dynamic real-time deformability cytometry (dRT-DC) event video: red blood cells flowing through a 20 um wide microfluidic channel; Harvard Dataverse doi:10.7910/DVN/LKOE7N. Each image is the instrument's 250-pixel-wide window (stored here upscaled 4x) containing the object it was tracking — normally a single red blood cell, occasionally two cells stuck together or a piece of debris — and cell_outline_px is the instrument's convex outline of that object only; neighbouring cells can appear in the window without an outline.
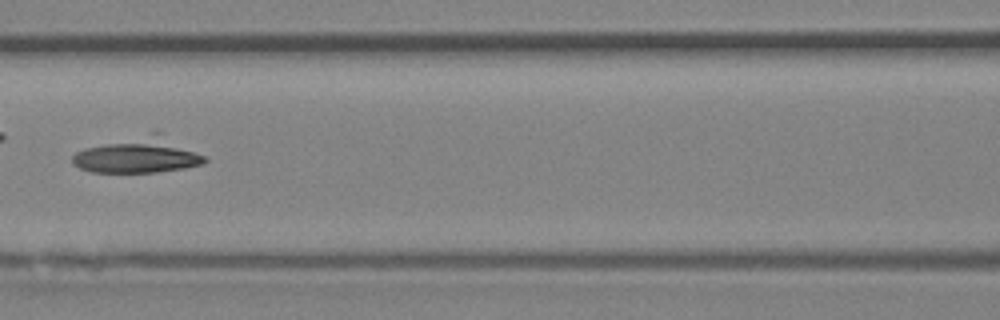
{"species": "Egyptian fruit bat (a non-hibernating species)", "species_latin": "Rousettus aegyptiacus", "temperature_condition": "room temperature", "stored_images_in_passage": 45, "camera_frame_rate_fps": 3000, "um_per_image_px": 0.085, "animal": {"sex": "female"}, "frame": {"image": 1, "passage_image": 20, "time_ms": 6.333, "image_size_px": [1000, 320], "cell_outline_px": [[208, 160], [204, 164], [184, 168], [156, 172], [92, 172], [80, 168], [72, 164], [72, 156], [76, 152], [84, 148], [152, 132], [160, 132], [208, 156]], "centroid_in_image_um": [11.81, 13.2], "position_along_channel_um": 154.8, "area_um2": 27.46}}
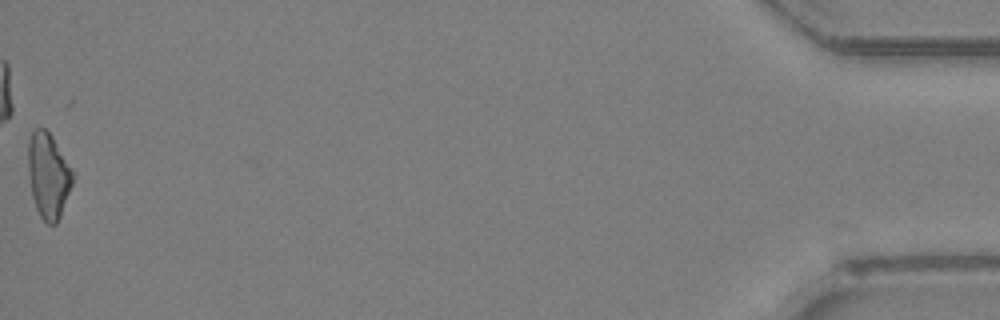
{"frame": {"image": 2, "passage_image": 45, "time_ms": 14.667, "image_size_px": [1000, 320], "cell_outline_px": [[72, 184], [60, 216], [56, 224], [48, 224], [40, 216], [36, 208], [32, 196], [28, 168], [28, 140], [32, 132], [36, 128], [44, 128], [52, 136], [72, 172]], "centroid_in_image_um": [4.08, 14.92], "position_along_channel_um": 431.1, "area_um2": 21.62}}